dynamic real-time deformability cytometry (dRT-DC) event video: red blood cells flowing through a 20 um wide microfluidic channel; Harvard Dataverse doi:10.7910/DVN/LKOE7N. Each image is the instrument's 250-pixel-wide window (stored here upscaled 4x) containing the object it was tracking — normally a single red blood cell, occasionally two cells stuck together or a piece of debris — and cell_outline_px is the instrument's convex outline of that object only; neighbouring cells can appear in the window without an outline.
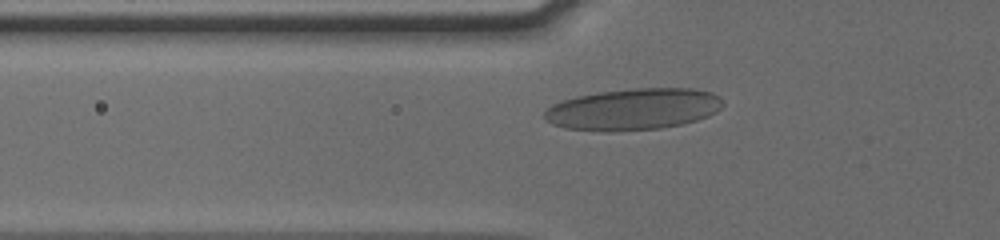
{"species": "human", "species_latin": "Homo sapiens", "temperature_condition": "cold", "stored_images_in_passage": 43, "camera_frame_rate_fps": 3000, "um_per_image_px": 0.085, "donor": {"sex": "male"}, "frame": {"image": 1, "passage_image": 8, "time_ms": 2.333, "image_size_px": [1000, 240], "cell_outline_px": [[724, 104], [716, 112], [708, 116], [684, 124], [660, 128], [608, 132], [604, 132], [564, 128], [552, 124], [544, 120], [544, 112], [552, 104], [576, 96], [600, 92], [632, 88], [688, 88], [712, 92], [720, 96]], "centroid_in_image_um": [53.83, 9.29], "position_along_channel_um": 72.0, "area_um2": 43.47}}
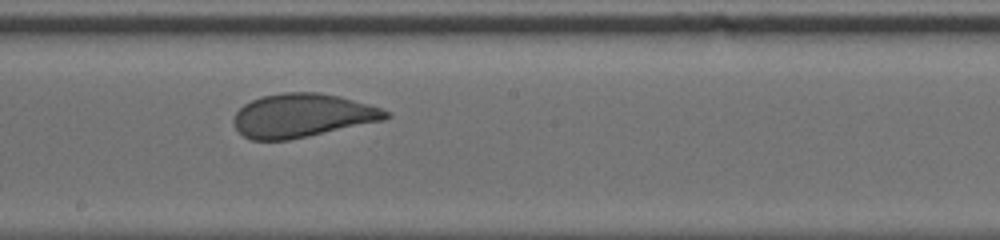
{"frame": {"image": 2, "passage_image": 20, "time_ms": 6.333, "image_size_px": [1000, 240], "cell_outline_px": [[392, 116], [384, 120], [308, 136], [288, 140], [252, 140], [244, 136], [236, 128], [232, 120], [236, 112], [244, 104], [252, 100], [264, 96], [280, 92], [316, 92], [340, 96], [368, 104], [392, 112]], "centroid_in_image_um": [25.71, 9.81], "position_along_channel_um": 222.5, "area_um2": 38.61}}
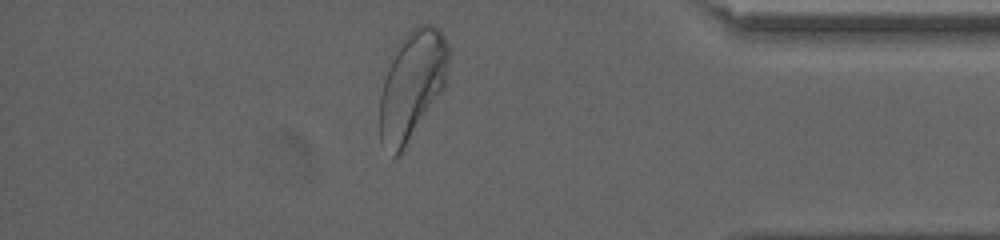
{"frame": {"image": 3, "passage_image": 36, "time_ms": 11.667, "image_size_px": [1000, 240], "cell_outline_px": [[448, 60], [444, 88], [404, 148], [396, 156], [392, 156], [380, 144], [380, 96], [384, 80], [396, 44], [412, 28], [420, 24], [432, 24], [440, 28], [444, 36], [448, 48]], "centroid_in_image_um": [35.01, 7.21], "position_along_channel_um": 400.2, "area_um2": 43.23}}